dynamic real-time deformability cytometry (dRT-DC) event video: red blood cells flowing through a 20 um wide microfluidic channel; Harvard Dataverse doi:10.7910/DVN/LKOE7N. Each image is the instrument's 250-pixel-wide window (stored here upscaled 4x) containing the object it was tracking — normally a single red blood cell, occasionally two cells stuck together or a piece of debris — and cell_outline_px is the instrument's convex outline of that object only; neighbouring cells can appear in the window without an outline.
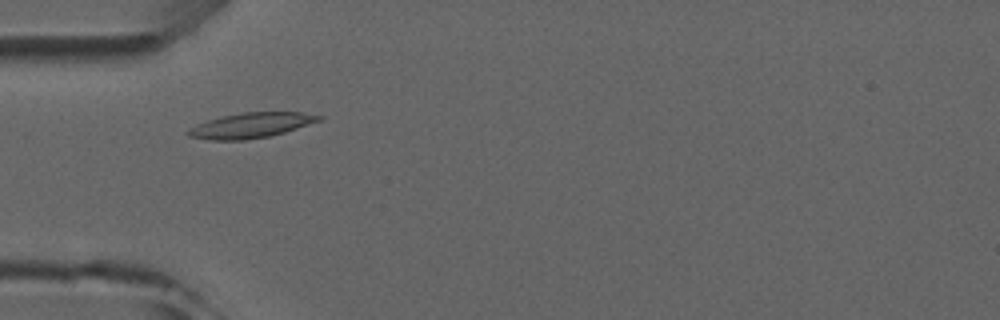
{"species": "common noctule bat (a hibernating species)", "species_latin": "Nyctalus noctula", "temperature_condition": "room temperature", "stored_images_in_passage": 7, "camera_frame_rate_fps": 3000, "um_per_image_px": 0.085, "animal": {"sex": "male", "forearm_length_mm": 52.5}, "frame": {"image": 1, "passage_image": 3, "time_ms": 2.333, "image_size_px": [1000, 320], "cell_outline_px": [[324, 116], [320, 120], [284, 132], [268, 136], [244, 140], [212, 140], [188, 136], [184, 132], [196, 124], [208, 120], [240, 112], [304, 112]], "centroid_in_image_um": [21.3, 10.65], "position_along_channel_um": 63.7, "area_um2": 19.02}}
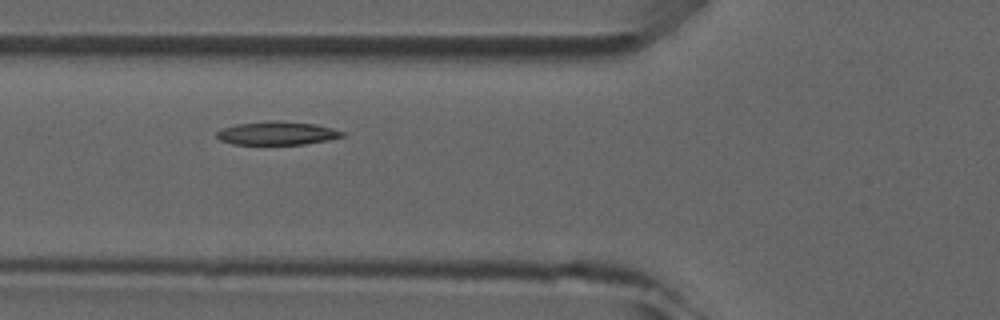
{"frame": {"image": 2, "passage_image": 4, "time_ms": 3.333, "image_size_px": [1000, 320], "cell_outline_px": [[344, 136], [328, 140], [304, 144], [232, 144], [220, 140], [216, 136], [216, 132], [224, 128], [236, 124], [272, 120], [276, 120], [312, 124], [332, 128], [344, 132]], "centroid_in_image_um": [23.53, 11.32], "position_along_channel_um": 102.3, "area_um2": 16.94}}
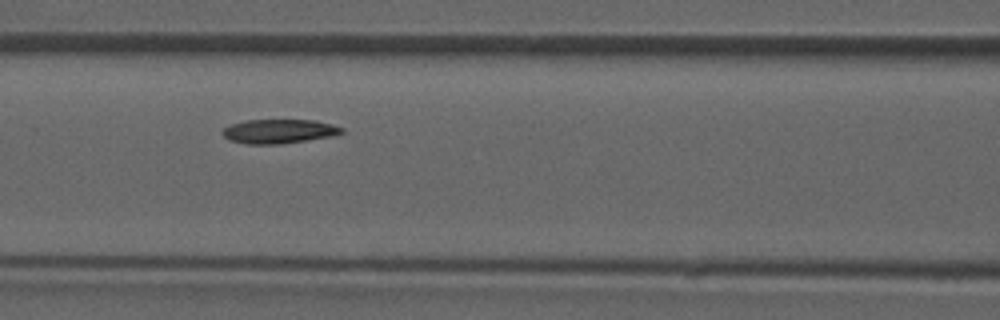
{"frame": {"image": 3, "passage_image": 5, "time_ms": 4.333, "image_size_px": [1000, 320], "cell_outline_px": [[344, 132], [332, 136], [280, 144], [248, 144], [228, 140], [220, 132], [224, 128], [232, 124], [244, 120], [316, 120], [332, 124], [344, 128]], "centroid_in_image_um": [23.7, 11.16], "position_along_channel_um": 142.9, "area_um2": 16.82}}